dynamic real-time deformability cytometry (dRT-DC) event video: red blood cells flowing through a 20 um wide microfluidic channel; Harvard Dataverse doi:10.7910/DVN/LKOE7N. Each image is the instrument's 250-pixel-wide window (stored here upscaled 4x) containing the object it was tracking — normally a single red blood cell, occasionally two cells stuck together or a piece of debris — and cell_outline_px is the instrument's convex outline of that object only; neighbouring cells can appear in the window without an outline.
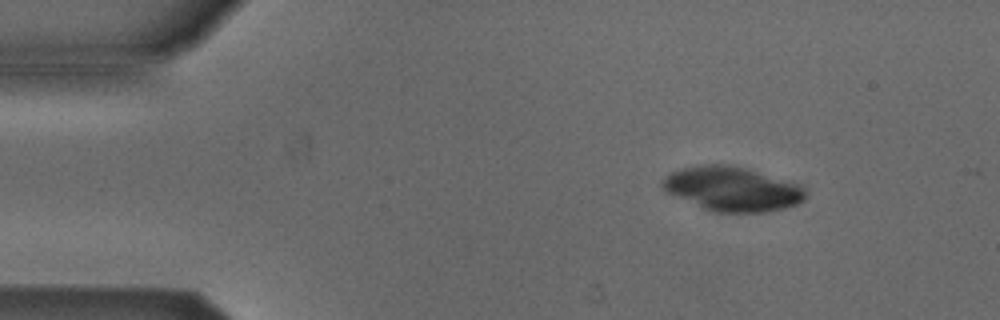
{"species": "Egyptian fruit bat (a non-hibernating species)", "species_latin": "Rousettus aegyptiacus", "temperature_condition": "cold", "stored_images_in_passage": 3, "camera_frame_rate_fps": 3000, "um_per_image_px": 0.085, "animal": {"sex": "male"}, "frame": {"image": 1, "passage_image": 1, "time_ms": 0.0, "image_size_px": [1000, 320], "cell_outline_px": [[804, 200], [796, 204], [784, 208], [760, 212], [712, 212], [668, 192], [660, 184], [672, 172], [680, 168], [700, 164], [728, 164], [748, 168], [796, 184], [804, 192]], "centroid_in_image_um": [62.21, 16.04], "position_along_channel_um": 22.8, "area_um2": 36.24}}